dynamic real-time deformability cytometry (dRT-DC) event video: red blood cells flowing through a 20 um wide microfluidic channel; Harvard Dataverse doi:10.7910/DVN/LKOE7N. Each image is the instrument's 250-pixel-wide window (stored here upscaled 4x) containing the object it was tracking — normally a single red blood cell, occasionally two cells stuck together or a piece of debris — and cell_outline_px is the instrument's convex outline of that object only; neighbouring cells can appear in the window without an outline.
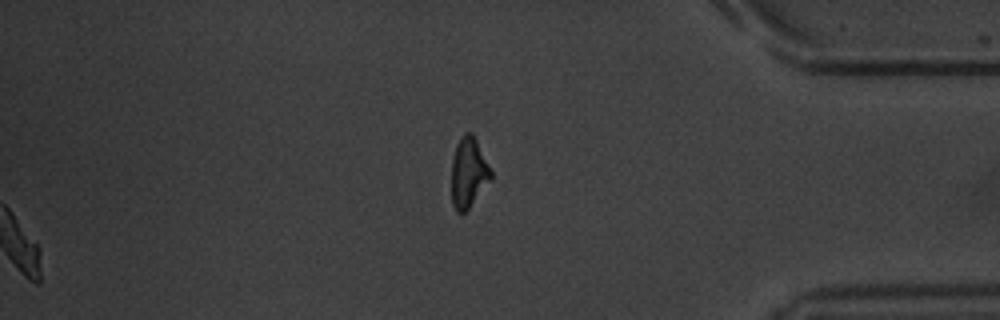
{"species": "common noctule bat (a hibernating species)", "species_latin": "Nyctalus noctula", "temperature_condition": "warm", "stored_images_in_passage": 52, "segment_of_instrument_passage": [2, 2], "camera_frame_rate_fps": 3000, "um_per_image_px": 0.085, "animal": {"sex": "male", "body_mass_g": 20.1, "forearm_length_mm": 53.5}, "frame": {"image": 1, "passage_image": 52, "time_ms": 17.0, "image_size_px": [1000, 320], "cell_outline_px": [[492, 180], [468, 208], [464, 212], [456, 212], [452, 204], [452, 160], [456, 144], [460, 136], [464, 132], [472, 132], [492, 172]], "centroid_in_image_um": [39.82, 14.66], "position_along_channel_um": 395.4, "area_um2": 16.07}}